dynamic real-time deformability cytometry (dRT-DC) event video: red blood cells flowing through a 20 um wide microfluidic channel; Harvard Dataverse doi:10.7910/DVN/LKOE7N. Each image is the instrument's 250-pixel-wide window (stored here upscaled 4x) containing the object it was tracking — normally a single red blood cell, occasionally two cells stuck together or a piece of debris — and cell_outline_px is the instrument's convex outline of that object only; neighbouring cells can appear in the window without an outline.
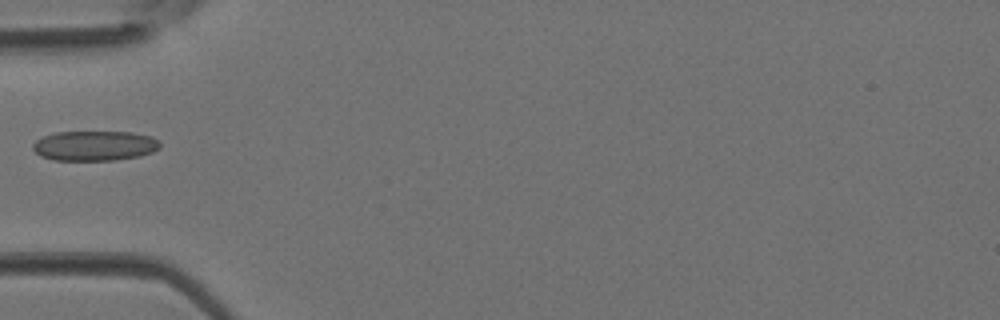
{"species": "Egyptian fruit bat (a non-hibernating species)", "species_latin": "Rousettus aegyptiacus", "temperature_condition": "room temperature", "stored_images_in_passage": 3, "camera_frame_rate_fps": 3000, "um_per_image_px": 0.085, "animal": {"sex": "female"}, "frame": {"image": 1, "passage_image": 3, "time_ms": 0.667, "image_size_px": [1000, 320], "cell_outline_px": [[160, 148], [152, 152], [140, 156], [112, 160], [52, 160], [40, 156], [32, 148], [32, 144], [36, 140], [44, 136], [56, 132], [132, 132], [152, 136], [160, 140]], "centroid_in_image_um": [8.06, 12.38], "position_along_channel_um": 76.9, "area_um2": 22.31}}